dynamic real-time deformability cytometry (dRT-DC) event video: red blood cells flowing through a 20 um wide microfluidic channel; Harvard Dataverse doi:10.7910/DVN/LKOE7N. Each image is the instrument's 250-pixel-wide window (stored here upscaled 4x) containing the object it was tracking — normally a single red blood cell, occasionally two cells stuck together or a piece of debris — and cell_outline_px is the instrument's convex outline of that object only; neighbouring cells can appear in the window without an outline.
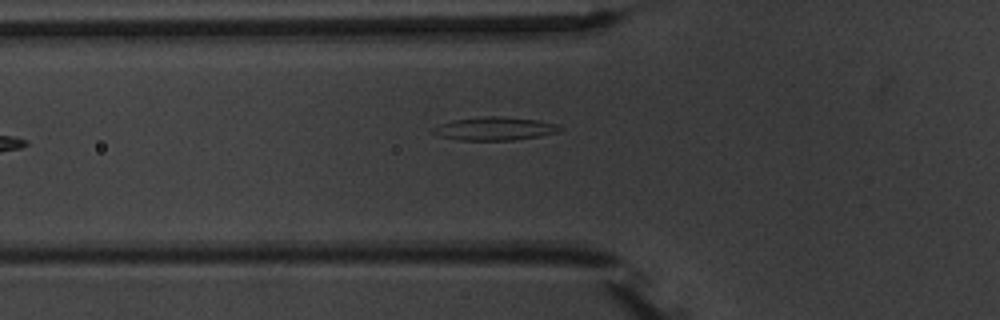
{"species": "common noctule bat (a hibernating species)", "species_latin": "Nyctalus noctula", "temperature_condition": "warm", "stored_images_in_passage": 7, "camera_frame_rate_fps": 3000, "um_per_image_px": 0.085, "animal": {"sex": "male", "body_mass_g": 20.1, "forearm_length_mm": 53.5}, "frame": {"image": 1, "passage_image": 7, "time_ms": 7.667, "image_size_px": [1000, 320], "cell_outline_px": [[564, 128], [560, 132], [540, 136], [512, 140], [460, 140], [436, 136], [432, 132], [432, 128], [440, 124], [456, 120], [484, 116], [496, 116], [536, 120], [556, 124]], "centroid_in_image_um": [42.05, 10.95], "position_along_channel_um": 83.7, "area_um2": 17.11}}